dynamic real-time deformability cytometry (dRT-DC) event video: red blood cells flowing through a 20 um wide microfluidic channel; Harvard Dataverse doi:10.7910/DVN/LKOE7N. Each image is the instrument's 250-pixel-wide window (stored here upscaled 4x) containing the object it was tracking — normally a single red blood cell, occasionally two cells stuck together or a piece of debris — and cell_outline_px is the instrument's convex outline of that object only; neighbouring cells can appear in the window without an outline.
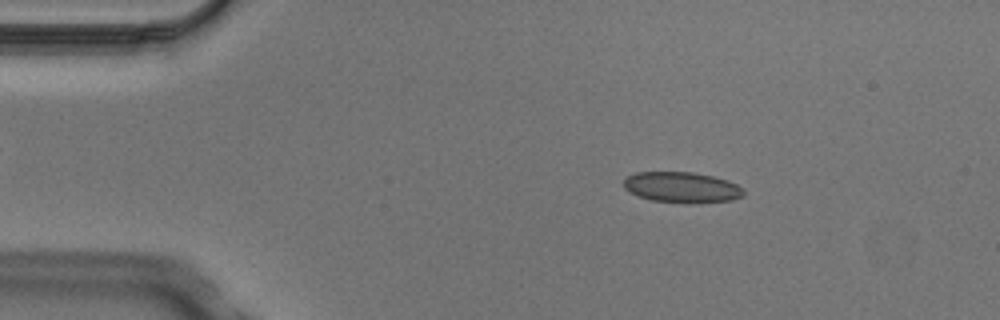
{"species": "Egyptian fruit bat (a non-hibernating species)", "species_latin": "Rousettus aegyptiacus", "temperature_condition": "cold", "stored_images_in_passage": 4, "camera_frame_rate_fps": 3000, "um_per_image_px": 0.085, "animal": {"sex": "male"}, "frame": {"image": 1, "passage_image": 2, "time_ms": 0.333, "image_size_px": [1000, 320], "cell_outline_px": [[744, 196], [732, 200], [652, 200], [628, 192], [624, 188], [624, 180], [628, 176], [636, 172], [692, 172], [712, 176], [728, 180], [744, 188]], "centroid_in_image_um": [57.94, 15.86], "position_along_channel_um": 27.1, "area_um2": 20.46}}
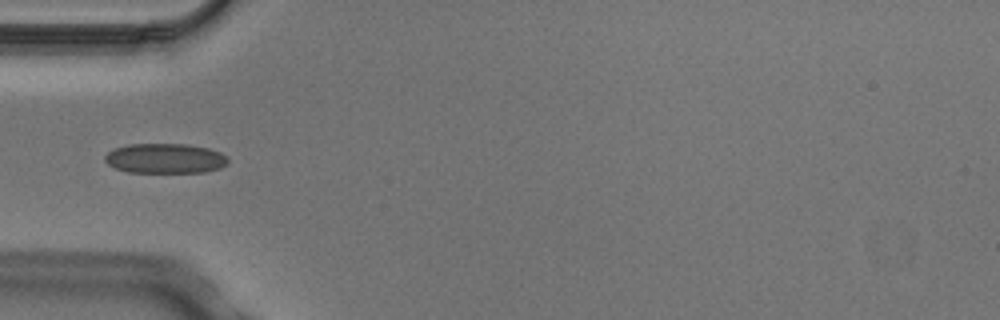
{"frame": {"image": 2, "passage_image": 4, "time_ms": 1.0, "image_size_px": [1000, 320], "cell_outline_px": [[228, 164], [220, 168], [204, 172], [128, 172], [116, 168], [108, 164], [104, 160], [104, 156], [108, 152], [116, 148], [128, 144], [188, 144], [208, 148], [220, 152], [228, 156]], "centroid_in_image_um": [14.06, 13.46], "position_along_channel_um": 70.9, "area_um2": 21.5}}